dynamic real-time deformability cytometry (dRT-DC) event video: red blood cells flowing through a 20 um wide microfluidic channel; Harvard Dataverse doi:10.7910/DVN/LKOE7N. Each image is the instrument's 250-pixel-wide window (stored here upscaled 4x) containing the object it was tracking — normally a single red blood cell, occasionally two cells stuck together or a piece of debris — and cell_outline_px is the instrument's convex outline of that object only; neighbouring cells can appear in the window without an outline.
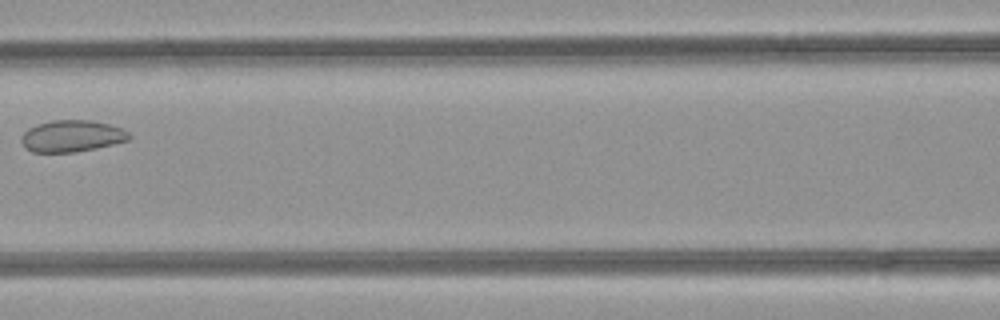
{"species": "common noctule bat (a hibernating species)", "species_latin": "Nyctalus noctula", "temperature_condition": "room temperature", "stored_images_in_passage": 4, "camera_frame_rate_fps": 3000, "um_per_image_px": 0.085, "animal": {"sex": "female", "body_mass_g": 21.9}, "frame": {"image": 1, "passage_image": 4, "time_ms": 1.0, "image_size_px": [1000, 320], "cell_outline_px": [[132, 136], [128, 140], [96, 148], [76, 152], [32, 152], [24, 148], [20, 140], [20, 136], [28, 128], [36, 124], [52, 120], [92, 120], [124, 128]], "centroid_in_image_um": [6.08, 11.56], "position_along_channel_um": 160.5, "area_um2": 20.11}}